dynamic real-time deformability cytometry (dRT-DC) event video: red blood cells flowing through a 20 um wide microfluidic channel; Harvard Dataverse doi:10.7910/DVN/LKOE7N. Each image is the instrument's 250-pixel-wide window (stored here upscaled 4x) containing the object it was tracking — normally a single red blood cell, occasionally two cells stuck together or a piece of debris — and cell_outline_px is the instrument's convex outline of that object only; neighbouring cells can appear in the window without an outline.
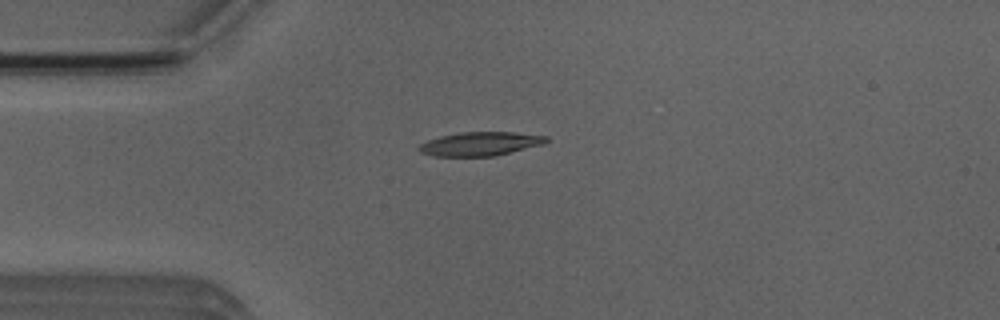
{"species": "Egyptian fruit bat (a non-hibernating species)", "species_latin": "Rousettus aegyptiacus", "temperature_condition": "room temperature", "stored_images_in_passage": 34, "camera_frame_rate_fps": 3000, "um_per_image_px": 0.085, "animal": {"sex": "male"}, "frame": {"image": 1, "passage_image": 1, "time_ms": 0.0, "image_size_px": [1000, 320], "cell_outline_px": [[548, 140], [544, 144], [496, 156], [432, 156], [420, 152], [416, 148], [420, 144], [428, 140], [440, 136], [460, 132], [516, 132], [548, 136]], "centroid_in_image_um": [40.82, 12.22], "position_along_channel_um": 44.2, "area_um2": 17.8}}
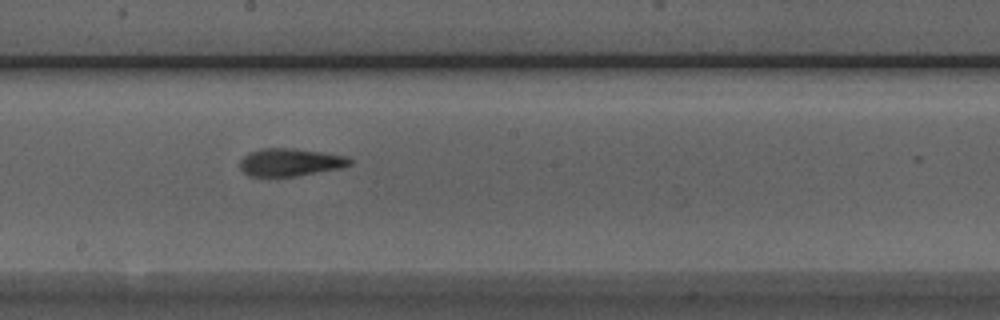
{"frame": {"image": 2, "passage_image": 16, "time_ms": 5.0, "image_size_px": [1000, 320], "cell_outline_px": [[352, 164], [340, 168], [296, 176], [248, 176], [240, 168], [240, 160], [248, 152], [260, 148], [296, 148], [324, 152], [348, 156], [352, 160]], "centroid_in_image_um": [24.67, 13.77], "position_along_channel_um": 223.5, "area_um2": 17.92}}
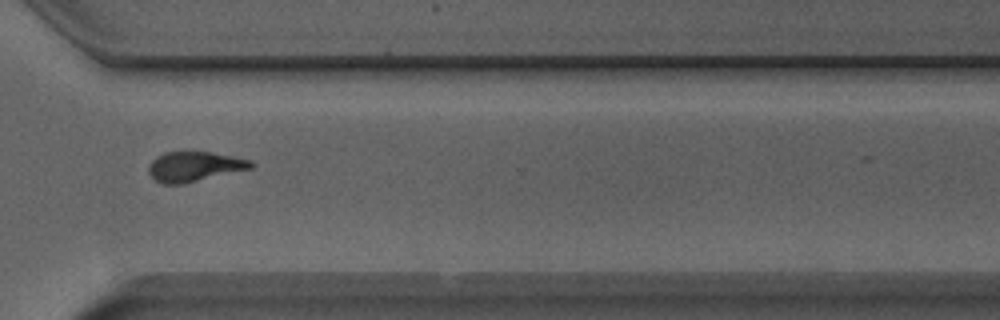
{"frame": {"image": 3, "passage_image": 26, "time_ms": 8.333, "image_size_px": [1000, 320], "cell_outline_px": [[252, 168], [184, 184], [164, 184], [156, 180], [148, 172], [148, 164], [156, 156], [164, 152], [212, 152], [252, 160]], "centroid_in_image_um": [16.5, 14.15], "position_along_channel_um": 354.1, "area_um2": 17.8}, "authors_computed_cell_mechanics": {"area_um2": 18.0914, "velocity_mm_per_s": 3.9187, "shape_relaxation_time_tau1_ms": 5.2643, "shape_relaxation_time_tau2_ms": 3.21, "deformation_change_tau1": 0.1944, "deformation_change_tau2": 0.1157}}